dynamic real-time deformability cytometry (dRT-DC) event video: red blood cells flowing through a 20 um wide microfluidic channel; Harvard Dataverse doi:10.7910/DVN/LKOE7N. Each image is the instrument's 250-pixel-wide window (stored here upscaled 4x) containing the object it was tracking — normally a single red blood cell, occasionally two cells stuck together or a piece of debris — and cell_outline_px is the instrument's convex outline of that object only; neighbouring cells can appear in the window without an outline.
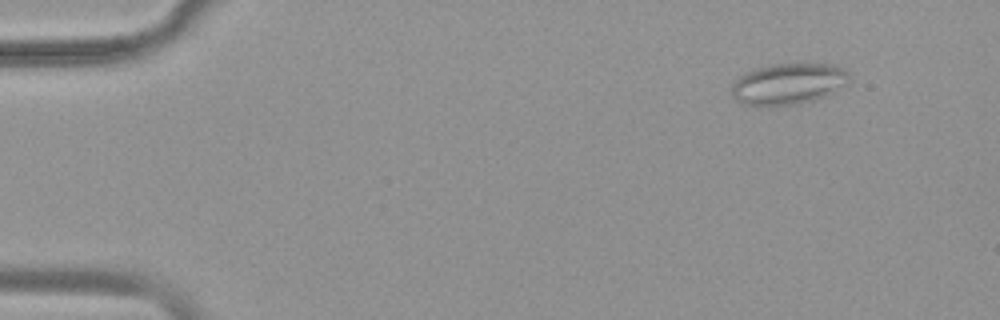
{"species": "common noctule bat (a hibernating species)", "species_latin": "Nyctalus noctula", "temperature_condition": "warm", "stored_images_in_passage": 54, "camera_frame_rate_fps": 3000, "um_per_image_px": 0.085, "animal": {"sex": "female", "body_mass_g": 19.9}, "frame": {"image": 1, "passage_image": 6, "time_ms": 1.667, "image_size_px": [1000, 320], "cell_outline_px": [[852, 80], [848, 84], [824, 96], [812, 100], [796, 104], [768, 108], [756, 108], [744, 104], [736, 100], [732, 96], [732, 84], [744, 72], [752, 68], [768, 64], [836, 64], [844, 68], [848, 72]], "centroid_in_image_um": [66.98, 7.14], "position_along_channel_um": 18.0, "area_um2": 29.07}}
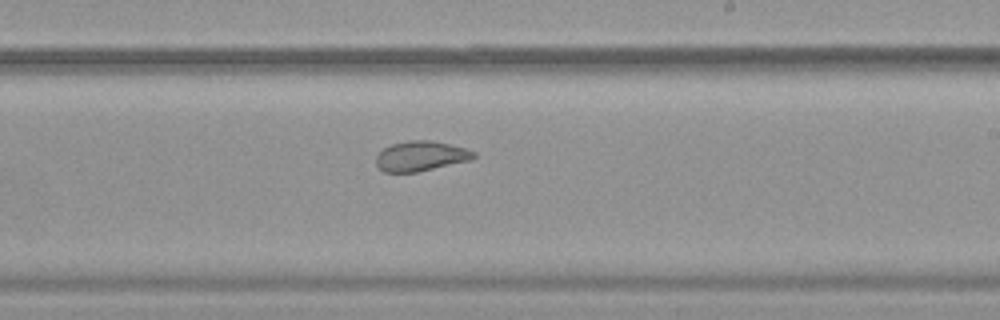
{"frame": {"image": 2, "passage_image": 33, "time_ms": 10.667, "image_size_px": [1000, 320], "cell_outline_px": [[476, 156], [472, 160], [416, 172], [384, 172], [376, 164], [376, 156], [384, 148], [392, 144], [408, 140], [432, 140], [464, 148], [476, 152]], "centroid_in_image_um": [35.78, 13.26], "position_along_channel_um": 253.2, "area_um2": 16.99}}
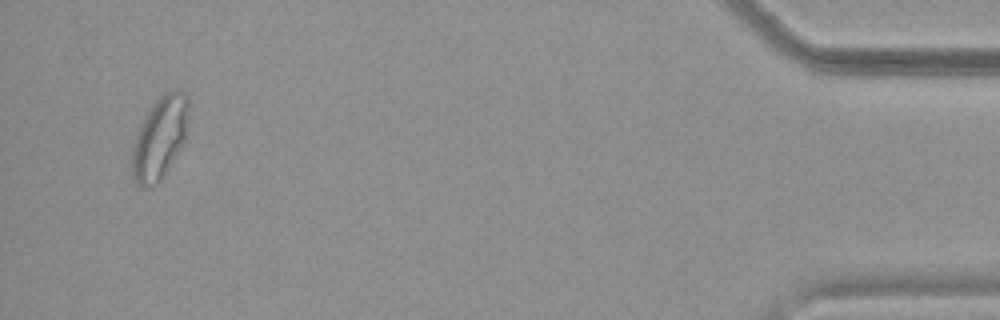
{"frame": {"image": 3, "passage_image": 52, "time_ms": 17.0, "image_size_px": [1000, 320], "cell_outline_px": [[188, 116], [184, 140], [164, 176], [152, 188], [140, 188], [136, 184], [132, 176], [132, 144], [140, 124], [144, 116], [152, 104], [164, 92], [172, 88], [176, 88], [184, 92], [188, 96]], "centroid_in_image_um": [13.55, 11.71], "position_along_channel_um": 421.6, "area_um2": 27.46}, "authors_computed_cell_mechanics": {"area_um2": 23.698, "velocity_mm_per_s": 3.8193, "shape_relaxation_time_tau1_ms": null, "shape_relaxation_time_tau2_ms": 1.8201, "deformation_change_tau1": null, "deformation_change_tau2": 0.0813}}